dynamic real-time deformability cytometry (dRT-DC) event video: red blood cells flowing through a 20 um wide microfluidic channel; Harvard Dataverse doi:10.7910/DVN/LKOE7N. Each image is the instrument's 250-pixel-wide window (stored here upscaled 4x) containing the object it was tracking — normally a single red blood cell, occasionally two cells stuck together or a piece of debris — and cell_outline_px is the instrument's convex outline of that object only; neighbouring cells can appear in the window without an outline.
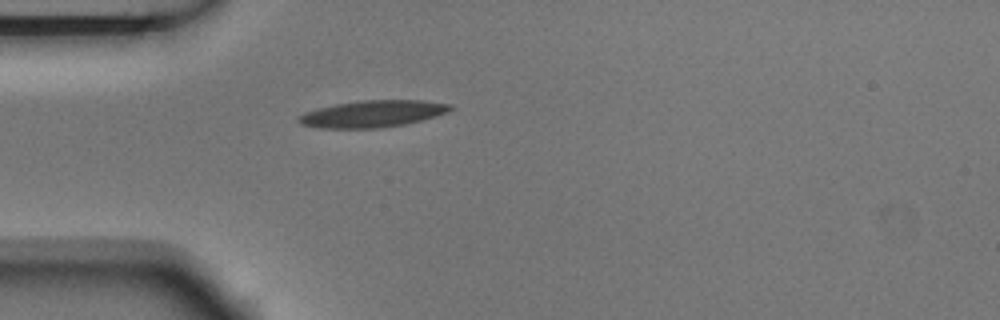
{"species": "Egyptian fruit bat (a non-hibernating species)", "species_latin": "Rousettus aegyptiacus", "temperature_condition": "room temperature", "stored_images_in_passage": 3, "camera_frame_rate_fps": 3000, "um_per_image_px": 0.085, "animal": {"sex": "male"}, "frame": {"image": 1, "passage_image": 3, "time_ms": 0.667, "image_size_px": [1000, 320], "cell_outline_px": [[456, 108], [448, 112], [436, 116], [408, 124], [380, 128], [320, 128], [300, 124], [296, 120], [296, 116], [304, 112], [316, 108], [336, 104], [360, 100], [420, 100], [452, 104]], "centroid_in_image_um": [31.67, 9.67], "position_along_channel_um": 53.3, "area_um2": 24.1}}